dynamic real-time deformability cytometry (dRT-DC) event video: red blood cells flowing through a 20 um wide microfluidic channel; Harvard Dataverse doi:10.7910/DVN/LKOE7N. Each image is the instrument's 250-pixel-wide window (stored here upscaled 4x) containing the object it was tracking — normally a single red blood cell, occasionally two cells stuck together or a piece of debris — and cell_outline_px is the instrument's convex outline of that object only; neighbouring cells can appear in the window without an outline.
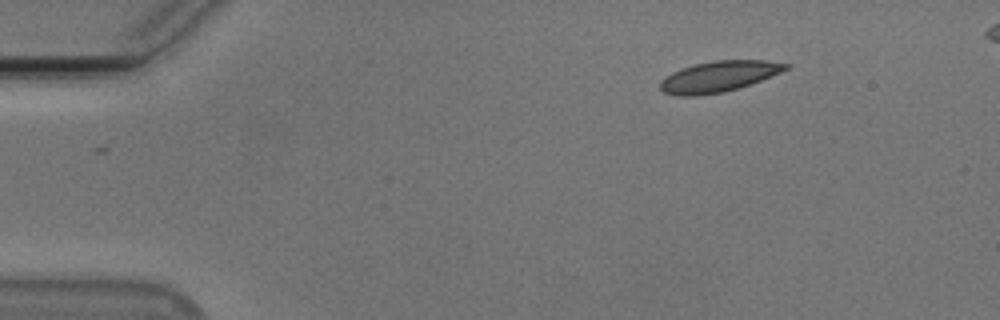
{"species": "Egyptian fruit bat (a non-hibernating species)", "species_latin": "Rousettus aegyptiacus", "temperature_condition": "cold", "stored_images_in_passage": 48, "camera_frame_rate_fps": 3000, "um_per_image_px": 0.085, "animal": {"sex": "male"}, "frame": {"image": 1, "passage_image": 1, "time_ms": 0.0, "image_size_px": [1000, 320], "cell_outline_px": [[792, 64], [788, 68], [780, 72], [760, 80], [724, 92], [696, 96], [676, 96], [664, 92], [660, 88], [660, 80], [664, 76], [680, 68], [696, 64], [716, 60], [764, 60]], "centroid_in_image_um": [61.04, 6.5], "position_along_channel_um": 24.0, "area_um2": 22.43}}
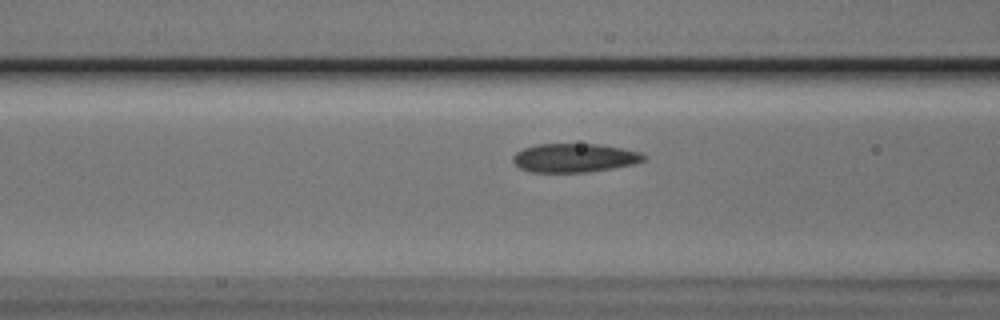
{"frame": {"image": 2, "passage_image": 15, "time_ms": 4.667, "image_size_px": [1000, 320], "cell_outline_px": [[648, 156], [644, 160], [632, 164], [612, 168], [588, 172], [532, 172], [520, 168], [512, 160], [512, 156], [516, 152], [524, 148], [536, 144], [600, 144], [640, 152]], "centroid_in_image_um": [48.81, 13.41], "position_along_channel_um": 117.8, "area_um2": 21.85}}
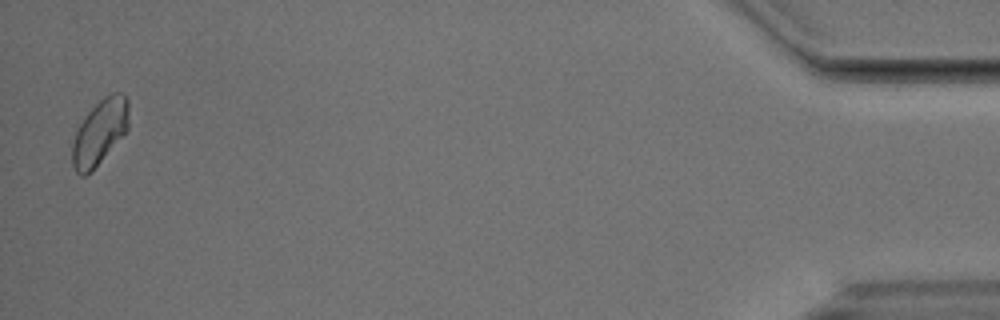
{"frame": {"image": 3, "passage_image": 47, "time_ms": 15.333, "image_size_px": [1000, 320], "cell_outline_px": [[128, 128], [92, 172], [84, 176], [80, 176], [76, 172], [72, 164], [72, 144], [76, 132], [80, 124], [88, 112], [104, 96], [112, 92], [124, 92], [128, 96]], "centroid_in_image_um": [8.48, 11.22], "position_along_channel_um": 426.7, "area_um2": 21.39}}